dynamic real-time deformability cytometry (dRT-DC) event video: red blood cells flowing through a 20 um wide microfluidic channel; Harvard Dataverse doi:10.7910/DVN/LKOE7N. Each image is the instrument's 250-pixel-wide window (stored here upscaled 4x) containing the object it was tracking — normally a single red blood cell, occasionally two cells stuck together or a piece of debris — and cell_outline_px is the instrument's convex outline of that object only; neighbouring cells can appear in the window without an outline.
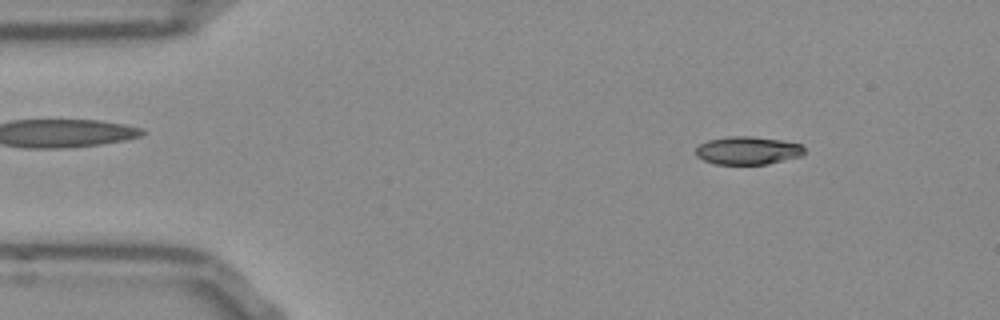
{"species": "Egyptian fruit bat (a non-hibernating species)", "species_latin": "Rousettus aegyptiacus", "temperature_condition": "room temperature", "stored_images_in_passage": 50, "camera_frame_rate_fps": 3000, "um_per_image_px": 0.085, "frame": {"image": 1, "passage_image": 4, "time_ms": 1.0, "image_size_px": [1000, 320], "cell_outline_px": [[804, 152], [800, 156], [768, 164], [716, 164], [704, 160], [696, 156], [696, 148], [700, 144], [708, 140], [728, 136], [752, 136], [784, 140], [800, 144], [804, 148]], "centroid_in_image_um": [63.55, 12.78], "position_along_channel_um": 21.4, "area_um2": 17.74}}
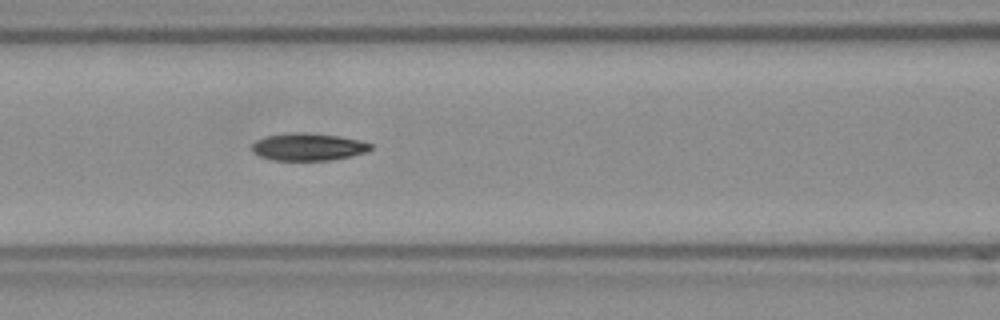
{"frame": {"image": 2, "passage_image": 19, "time_ms": 6.0, "image_size_px": [1000, 320], "cell_outline_px": [[372, 148], [368, 152], [352, 156], [328, 160], [272, 160], [260, 156], [252, 152], [252, 144], [256, 140], [264, 136], [300, 132], [336, 136], [356, 140], [372, 144]], "centroid_in_image_um": [26.17, 12.5], "position_along_channel_um": 140.4, "area_um2": 18.73}}
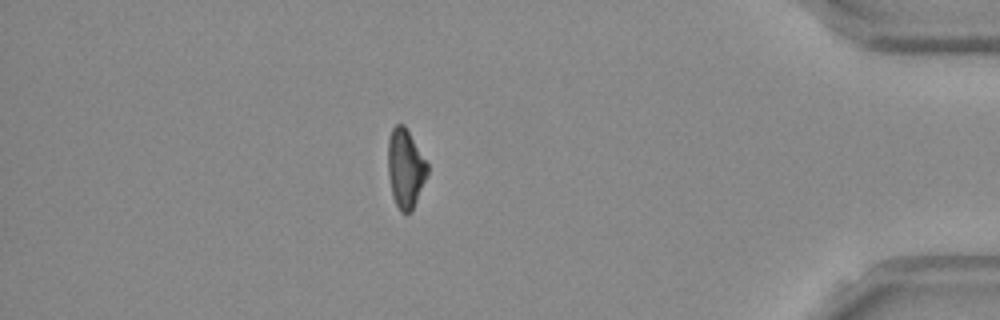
{"frame": {"image": 3, "passage_image": 43, "time_ms": 14.0, "image_size_px": [1000, 320], "cell_outline_px": [[428, 172], [416, 200], [412, 208], [408, 212], [400, 212], [392, 196], [388, 176], [388, 140], [392, 128], [396, 124], [404, 124], [428, 164]], "centroid_in_image_um": [34.44, 14.28], "position_along_channel_um": 400.8, "area_um2": 17.86}, "authors_computed_cell_mechanics": {"area_um2": 18.7272, "velocity_mm_per_s": 3.8089, "shape_relaxation_time_tau1_ms": 5.6465, "shape_relaxation_time_tau2_ms": 5.2374, "deformation_change_tau1": 0.1817, "deformation_change_tau2": 0.1225}}